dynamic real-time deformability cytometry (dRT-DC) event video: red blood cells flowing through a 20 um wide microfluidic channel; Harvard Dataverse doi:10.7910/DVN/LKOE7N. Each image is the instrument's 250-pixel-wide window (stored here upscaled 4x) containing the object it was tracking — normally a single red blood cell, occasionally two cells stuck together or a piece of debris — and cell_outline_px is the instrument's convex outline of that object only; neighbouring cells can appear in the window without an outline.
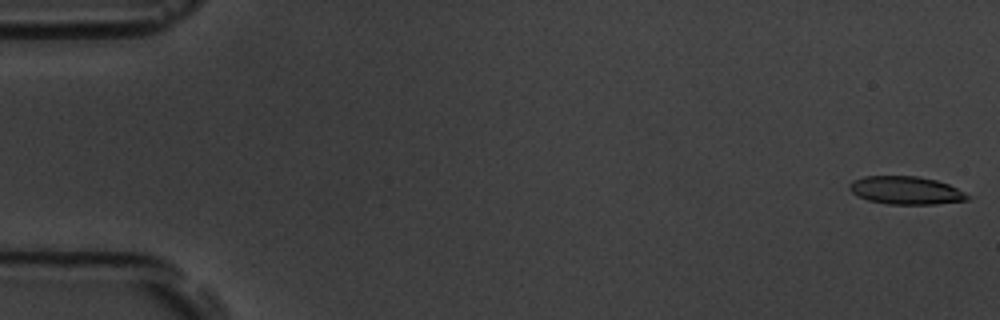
{"species": "common noctule bat (a hibernating species)", "species_latin": "Nyctalus noctula", "temperature_condition": "room temperature", "stored_images_in_passage": 11, "camera_frame_rate_fps": 3000, "um_per_image_px": 0.085, "animal": {"sex": "male", "body_mass_g": 19.5, "forearm_length_mm": 54.6}, "frame": {"image": 1, "passage_image": 1, "time_ms": 0.0, "image_size_px": [1000, 320], "cell_outline_px": [[968, 200], [936, 204], [888, 204], [868, 200], [856, 196], [848, 188], [848, 184], [852, 180], [864, 176], [916, 176], [936, 180], [948, 184], [964, 192], [968, 196]], "centroid_in_image_um": [76.95, 16.18], "position_along_channel_um": 8.1, "area_um2": 19.25}}
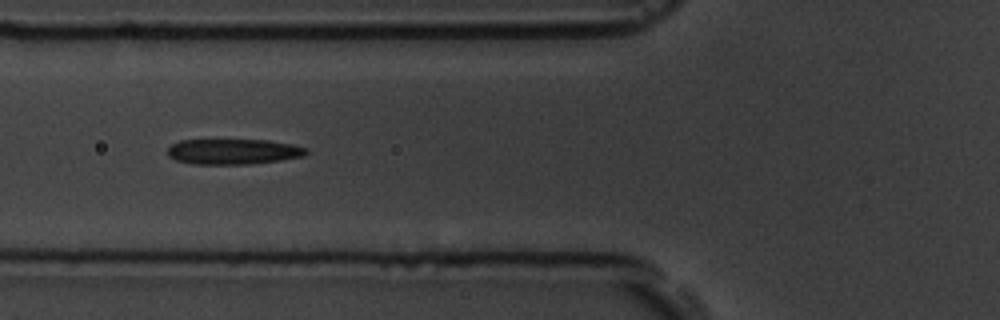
{"frame": {"image": 2, "passage_image": 7, "time_ms": 6.667, "image_size_px": [1000, 320], "cell_outline_px": [[308, 152], [304, 156], [280, 160], [248, 164], [192, 164], [176, 160], [168, 156], [168, 148], [172, 144], [180, 140], [268, 140], [292, 144], [308, 148]], "centroid_in_image_um": [19.83, 12.88], "position_along_channel_um": 106.0, "area_um2": 20.58}}
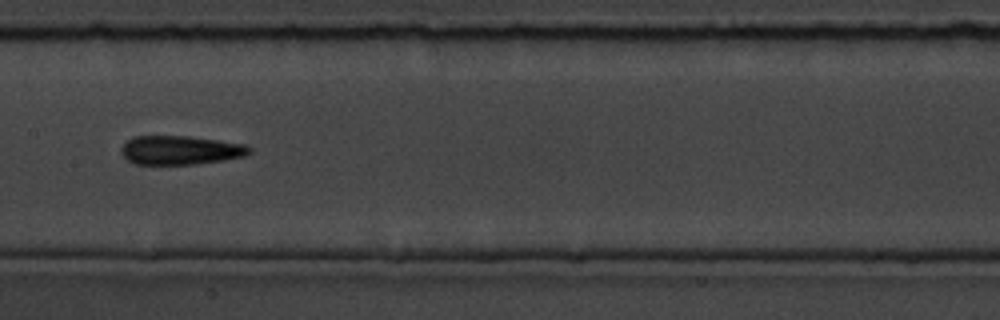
{"frame": {"image": 3, "passage_image": 9, "time_ms": 9.0, "image_size_px": [1000, 320], "cell_outline_px": [[252, 152], [244, 156], [224, 160], [196, 164], [136, 164], [128, 160], [120, 152], [120, 148], [132, 136], [188, 136], [244, 144], [252, 148]], "centroid_in_image_um": [15.33, 12.76], "position_along_channel_um": 192.1, "area_um2": 21.56}}